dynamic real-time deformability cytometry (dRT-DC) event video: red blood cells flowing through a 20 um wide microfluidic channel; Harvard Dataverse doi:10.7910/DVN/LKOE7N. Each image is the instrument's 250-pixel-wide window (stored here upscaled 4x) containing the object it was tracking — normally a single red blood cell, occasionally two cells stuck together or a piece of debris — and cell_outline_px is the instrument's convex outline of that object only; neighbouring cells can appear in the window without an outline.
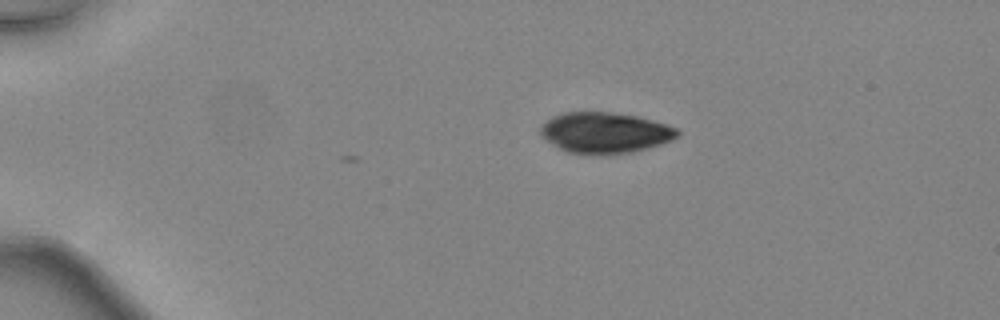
{"species": "common noctule bat (a hibernating species)", "species_latin": "Nyctalus noctula", "temperature_condition": "warm", "stored_images_in_passage": 2, "camera_frame_rate_fps": 3000, "um_per_image_px": 0.085, "animal": {"sex": "female", "body_mass_g": 24.6, "forearm_length_mm": 56.2}, "frame": {"image": 1, "passage_image": 1, "time_ms": 0.0, "image_size_px": [1000, 320], "cell_outline_px": [[680, 136], [672, 140], [648, 148], [632, 152], [604, 156], [600, 156], [568, 152], [560, 148], [548, 140], [540, 132], [540, 124], [552, 116], [564, 112], [612, 112], [636, 116], [668, 124], [676, 128], [680, 132]], "centroid_in_image_um": [51.45, 11.29], "position_along_channel_um": 33.6, "area_um2": 32.89}}